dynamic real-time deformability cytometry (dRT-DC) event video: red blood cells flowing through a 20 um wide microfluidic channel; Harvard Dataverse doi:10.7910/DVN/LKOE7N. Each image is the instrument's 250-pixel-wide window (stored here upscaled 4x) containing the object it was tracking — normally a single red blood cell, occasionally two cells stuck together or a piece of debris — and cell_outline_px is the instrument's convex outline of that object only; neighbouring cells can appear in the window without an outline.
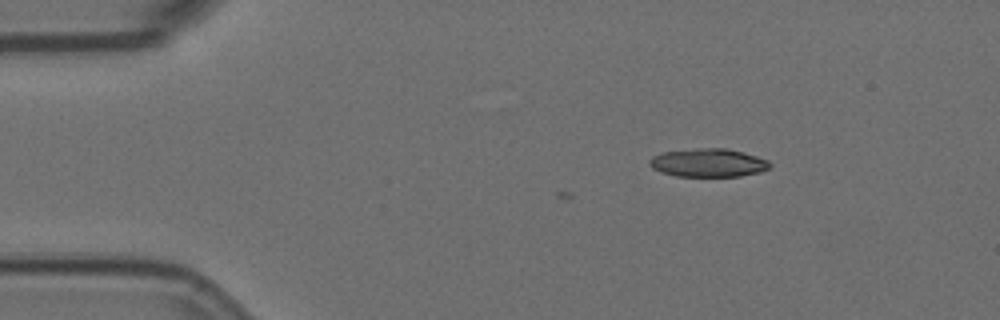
{"species": "Egyptian fruit bat (a non-hibernating species)", "species_latin": "Rousettus aegyptiacus", "temperature_condition": "room temperature", "stored_images_in_passage": 2, "camera_frame_rate_fps": 3000, "um_per_image_px": 0.085, "animal": {"sex": "female"}, "frame": {"image": 1, "passage_image": 2, "time_ms": 0.333, "image_size_px": [1000, 320], "cell_outline_px": [[772, 164], [768, 168], [760, 172], [740, 176], [676, 176], [660, 172], [652, 168], [648, 164], [648, 160], [652, 156], [664, 152], [700, 148], [724, 148], [744, 152], [768, 160]], "centroid_in_image_um": [60.19, 13.84], "position_along_channel_um": 24.8, "area_um2": 19.88}}